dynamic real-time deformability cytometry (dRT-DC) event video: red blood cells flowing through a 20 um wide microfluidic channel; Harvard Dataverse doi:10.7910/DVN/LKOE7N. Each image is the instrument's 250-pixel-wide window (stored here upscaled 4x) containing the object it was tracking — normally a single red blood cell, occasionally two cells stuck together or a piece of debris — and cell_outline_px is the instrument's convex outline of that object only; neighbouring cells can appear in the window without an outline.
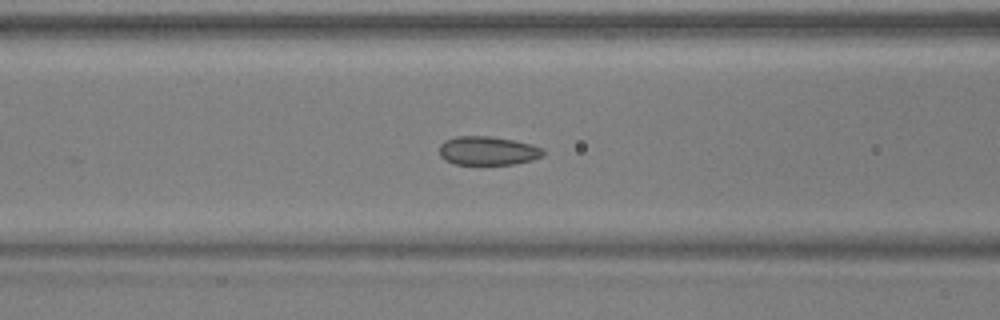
{"species": "common noctule bat (a hibernating species)", "species_latin": "Nyctalus noctula", "temperature_condition": "warm", "stored_images_in_passage": 23, "camera_frame_rate_fps": 3000, "um_per_image_px": 0.085, "animal": {"sex": "male", "body_mass_g": 17.9, "forearm_length_mm": 54.2}, "frame": {"image": 1, "passage_image": 19, "time_ms": 6.0, "image_size_px": [1000, 320], "cell_outline_px": [[544, 156], [532, 160], [512, 164], [456, 164], [444, 160], [440, 156], [440, 144], [444, 140], [456, 136], [488, 136], [516, 140], [532, 144], [540, 148], [544, 152]], "centroid_in_image_um": [41.45, 12.81], "position_along_channel_um": 125.1, "area_um2": 17.46}}